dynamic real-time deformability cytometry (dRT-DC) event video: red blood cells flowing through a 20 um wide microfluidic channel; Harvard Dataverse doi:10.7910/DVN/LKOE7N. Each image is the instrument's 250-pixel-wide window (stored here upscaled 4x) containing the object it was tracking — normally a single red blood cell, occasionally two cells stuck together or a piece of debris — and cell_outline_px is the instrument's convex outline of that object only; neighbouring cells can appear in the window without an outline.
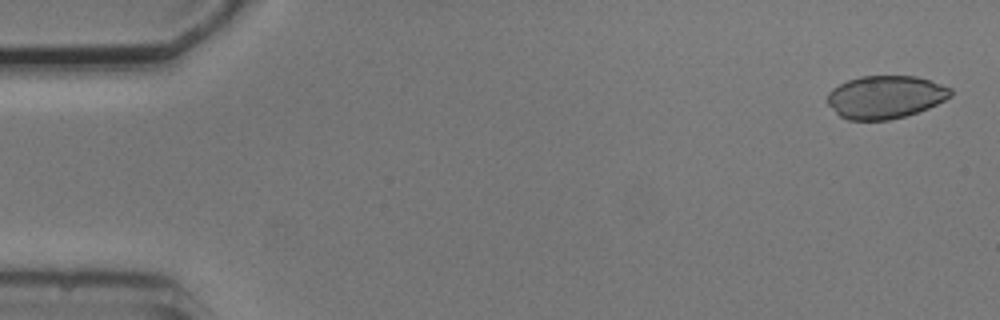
{"species": "common noctule bat (a hibernating species)", "species_latin": "Nyctalus noctula", "temperature_condition": "cold", "stored_images_in_passage": 5, "segment_of_instrument_passage": [1, 2], "camera_frame_rate_fps": 3000, "um_per_image_px": 0.085, "animal": {"sex": "male", "body_mass_g": 20.5, "forearm_length_mm": 52.5}, "frame": {"image": 1, "passage_image": 1, "time_ms": 0.0, "image_size_px": [1000, 320], "cell_outline_px": [[952, 96], [928, 108], [904, 116], [888, 120], [848, 120], [840, 116], [828, 104], [828, 92], [832, 88], [848, 80], [860, 76], [916, 76], [952, 88]], "centroid_in_image_um": [75.25, 8.24], "position_along_channel_um": 9.8, "area_um2": 30.63}}